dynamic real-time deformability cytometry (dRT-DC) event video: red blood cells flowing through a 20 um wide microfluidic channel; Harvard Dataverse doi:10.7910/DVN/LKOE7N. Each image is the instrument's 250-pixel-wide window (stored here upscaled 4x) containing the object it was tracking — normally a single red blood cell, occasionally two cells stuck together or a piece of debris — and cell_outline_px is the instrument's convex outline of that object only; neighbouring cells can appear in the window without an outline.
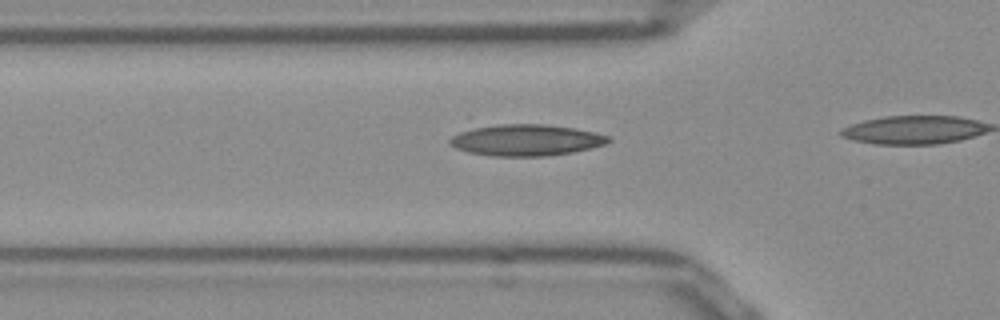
{"species": "Egyptian fruit bat (a non-hibernating species)", "species_latin": "Rousettus aegyptiacus", "temperature_condition": "room temperature", "stored_images_in_passage": 7, "camera_frame_rate_fps": 3000, "um_per_image_px": 0.085, "frame": {"image": 1, "passage_image": 2, "time_ms": 0.333, "image_size_px": [1000, 320], "cell_outline_px": [[612, 140], [604, 144], [592, 148], [572, 152], [544, 156], [492, 156], [468, 152], [456, 148], [448, 140], [452, 136], [460, 132], [472, 128], [500, 124], [544, 124], [576, 128], [596, 132], [612, 136]], "centroid_in_image_um": [44.77, 11.9], "position_along_channel_um": 81.0, "area_um2": 29.02}}
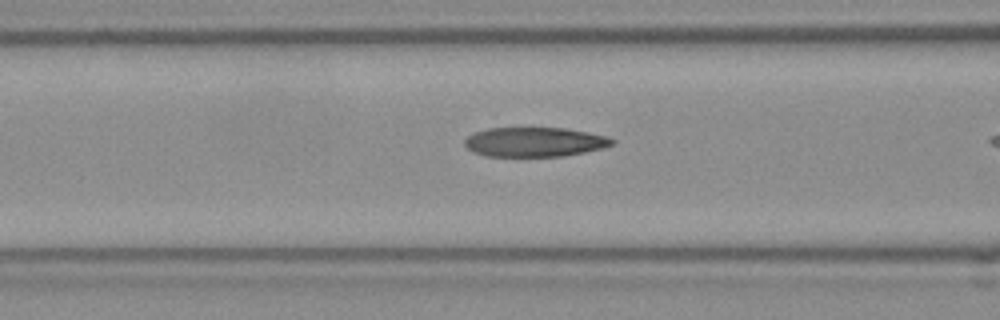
{"frame": {"image": 2, "passage_image": 5, "time_ms": 1.333, "image_size_px": [1000, 320], "cell_outline_px": [[616, 140], [612, 144], [600, 148], [584, 152], [560, 156], [488, 156], [476, 152], [468, 148], [464, 144], [464, 140], [468, 136], [476, 132], [488, 128], [564, 128], [604, 136]], "centroid_in_image_um": [45.4, 12.06], "position_along_channel_um": 121.2, "area_um2": 24.8}}